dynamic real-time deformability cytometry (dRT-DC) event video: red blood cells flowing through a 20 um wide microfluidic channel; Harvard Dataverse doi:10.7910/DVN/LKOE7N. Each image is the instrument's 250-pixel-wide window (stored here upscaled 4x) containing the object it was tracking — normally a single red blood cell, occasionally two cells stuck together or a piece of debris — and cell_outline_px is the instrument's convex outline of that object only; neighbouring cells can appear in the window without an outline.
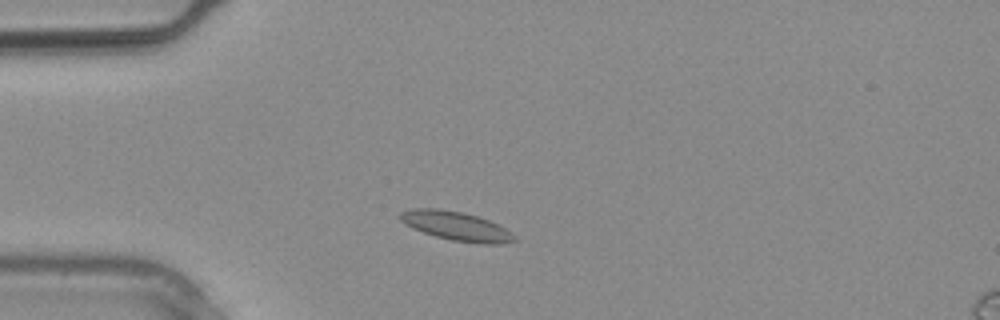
{"species": "common noctule bat (a hibernating species)", "species_latin": "Nyctalus noctula", "temperature_condition": "warm", "stored_images_in_passage": 6, "camera_frame_rate_fps": 3000, "um_per_image_px": 0.085, "animal": {"sex": "male", "body_mass_g": 20.4}, "frame": {"image": 1, "passage_image": 1, "time_ms": 0.0, "image_size_px": [1000, 320], "cell_outline_px": [[516, 240], [504, 244], [480, 244], [452, 240], [436, 236], [412, 228], [404, 224], [400, 220], [400, 212], [412, 208], [436, 208], [460, 212], [476, 216], [488, 220], [512, 232], [516, 236]], "centroid_in_image_um": [38.78, 19.22], "position_along_channel_um": 46.2, "area_um2": 19.19}}